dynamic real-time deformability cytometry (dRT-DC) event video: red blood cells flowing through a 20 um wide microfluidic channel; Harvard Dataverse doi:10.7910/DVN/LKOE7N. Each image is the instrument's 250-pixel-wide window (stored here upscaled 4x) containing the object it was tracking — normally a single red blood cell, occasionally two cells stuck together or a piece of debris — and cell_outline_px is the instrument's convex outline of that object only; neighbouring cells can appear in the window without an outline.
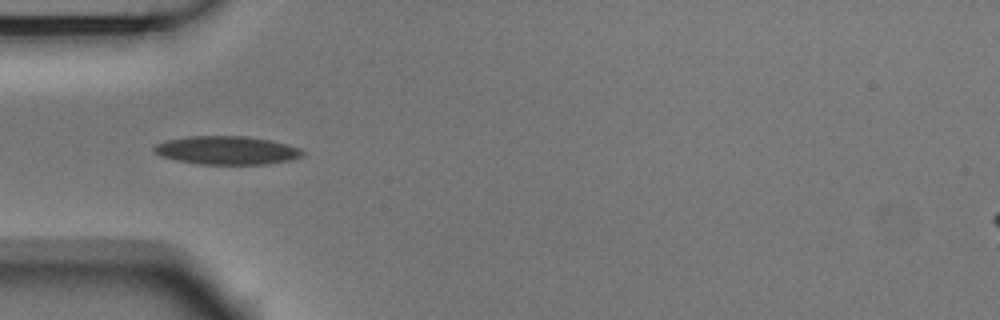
{"species": "Egyptian fruit bat (a non-hibernating species)", "species_latin": "Rousettus aegyptiacus", "temperature_condition": "room temperature", "stored_images_in_passage": 5, "camera_frame_rate_fps": 3000, "um_per_image_px": 0.085, "animal": {"sex": "male"}, "frame": {"image": 1, "passage_image": 5, "time_ms": 1.333, "image_size_px": [1000, 320], "cell_outline_px": [[304, 156], [292, 160], [268, 164], [200, 164], [176, 160], [160, 156], [152, 148], [156, 144], [164, 140], [188, 136], [248, 136], [272, 140], [288, 144], [300, 148], [304, 152]], "centroid_in_image_um": [19.31, 12.77], "position_along_channel_um": 65.7, "area_um2": 24.85}}